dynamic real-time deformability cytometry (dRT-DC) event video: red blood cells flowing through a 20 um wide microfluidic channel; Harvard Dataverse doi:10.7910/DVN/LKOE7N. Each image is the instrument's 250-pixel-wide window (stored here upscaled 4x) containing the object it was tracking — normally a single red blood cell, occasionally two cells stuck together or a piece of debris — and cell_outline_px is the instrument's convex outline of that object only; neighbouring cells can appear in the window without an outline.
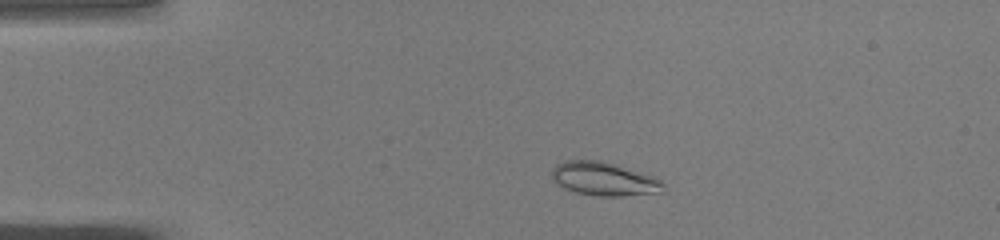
{"species": "common noctule bat (a hibernating species)", "species_latin": "Nyctalus noctula", "temperature_condition": "warm", "stored_images_in_passage": 46, "camera_frame_rate_fps": 3000, "um_per_image_px": 0.085, "animal": {"sex": "male", "body_mass_g": 19.0, "forearm_length_mm": 50.8}, "frame": {"image": 1, "passage_image": 7, "time_ms": 2.0, "image_size_px": [1000, 240], "cell_outline_px": [[664, 192], [624, 196], [596, 196], [576, 192], [564, 188], [556, 184], [552, 180], [552, 168], [556, 164], [564, 160], [604, 160], [652, 176], [660, 180], [664, 184]], "centroid_in_image_um": [51.32, 15.2], "position_along_channel_um": 33.7, "area_um2": 22.02}}
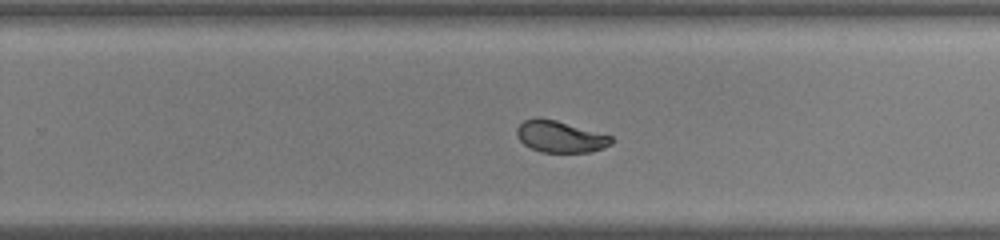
{"frame": {"image": 2, "passage_image": 29, "time_ms": 9.333, "image_size_px": [1000, 240], "cell_outline_px": [[612, 144], [604, 148], [592, 152], [540, 152], [524, 144], [516, 136], [516, 128], [524, 120], [536, 116], [540, 116], [556, 120], [612, 136]], "centroid_in_image_um": [47.59, 11.6], "position_along_channel_um": 282.2, "area_um2": 17.57}}
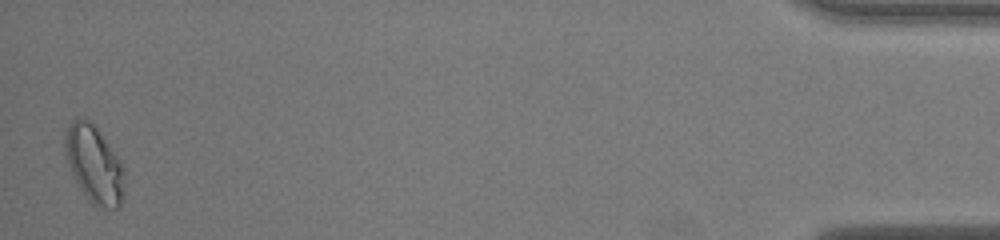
{"frame": {"image": 3, "passage_image": 46, "time_ms": 15.0, "image_size_px": [1000, 240], "cell_outline_px": [[124, 196], [120, 208], [104, 208], [92, 204], [80, 188], [68, 164], [64, 148], [64, 136], [68, 124], [72, 120], [84, 116], [96, 128], [120, 160], [124, 168]], "centroid_in_image_um": [8.01, 13.98], "position_along_channel_um": 427.2, "area_um2": 26.7}, "authors_computed_cell_mechanics": {"area_um2": 19.3341, "velocity_mm_per_s": 4.0606, "shape_relaxation_time_tau1_ms": 6.7304, "shape_relaxation_time_tau2_ms": null, "deformation_change_tau1": 0.1981, "deformation_change_tau2": null}}